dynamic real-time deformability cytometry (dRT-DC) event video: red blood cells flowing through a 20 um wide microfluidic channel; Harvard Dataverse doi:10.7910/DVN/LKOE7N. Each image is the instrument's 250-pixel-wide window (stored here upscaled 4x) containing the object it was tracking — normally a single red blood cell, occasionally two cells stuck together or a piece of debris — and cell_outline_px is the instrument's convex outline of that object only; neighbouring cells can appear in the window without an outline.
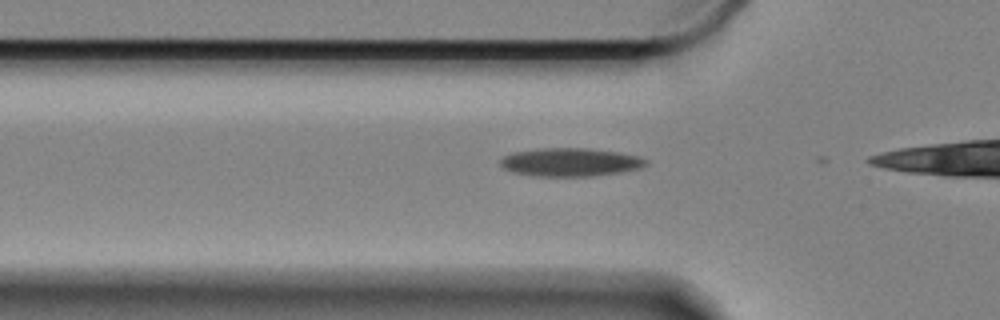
{"species": "Egyptian fruit bat (a non-hibernating species)", "species_latin": "Rousettus aegyptiacus", "temperature_condition": "cold", "stored_images_in_passage": 4, "camera_frame_rate_fps": 3000, "um_per_image_px": 0.085, "animal": {"sex": "female"}, "frame": {"image": 1, "passage_image": 3, "time_ms": 0.667, "image_size_px": [1000, 320], "cell_outline_px": [[648, 164], [640, 168], [620, 172], [592, 176], [540, 176], [516, 172], [504, 168], [500, 164], [500, 160], [504, 156], [512, 152], [536, 148], [588, 148], [620, 152], [640, 156], [648, 160]], "centroid_in_image_um": [48.52, 13.77], "position_along_channel_um": 77.3, "area_um2": 24.04}}